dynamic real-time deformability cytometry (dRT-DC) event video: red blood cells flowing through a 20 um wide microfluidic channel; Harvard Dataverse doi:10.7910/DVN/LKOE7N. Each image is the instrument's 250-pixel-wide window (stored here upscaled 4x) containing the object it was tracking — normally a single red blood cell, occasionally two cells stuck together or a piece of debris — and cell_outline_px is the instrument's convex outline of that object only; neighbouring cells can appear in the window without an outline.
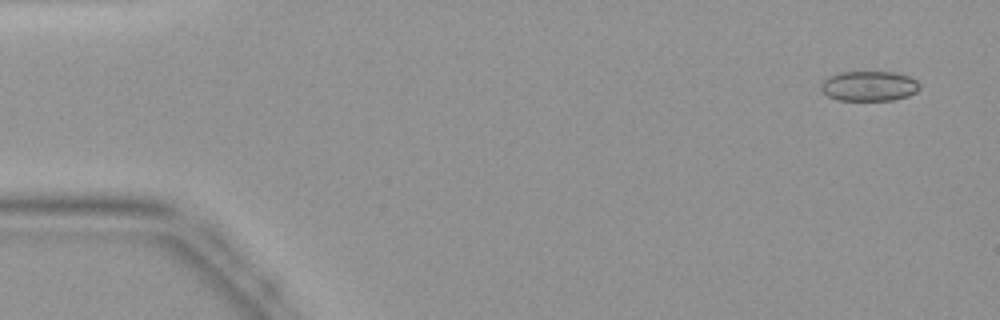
{"species": "common noctule bat (a hibernating species)", "species_latin": "Nyctalus noctula", "temperature_condition": "warm", "stored_images_in_passage": 45, "camera_frame_rate_fps": 3000, "um_per_image_px": 0.085, "animal": {"sex": "female", "body_mass_g": 19.9}, "frame": {"image": 1, "passage_image": 3, "time_ms": 0.667, "image_size_px": [1000, 320], "cell_outline_px": [[920, 88], [916, 92], [908, 96], [892, 100], [836, 100], [828, 96], [820, 88], [820, 84], [828, 76], [840, 72], [892, 72], [908, 76], [916, 80], [920, 84]], "centroid_in_image_um": [73.86, 7.31], "position_along_channel_um": 11.1, "area_um2": 17.28}}
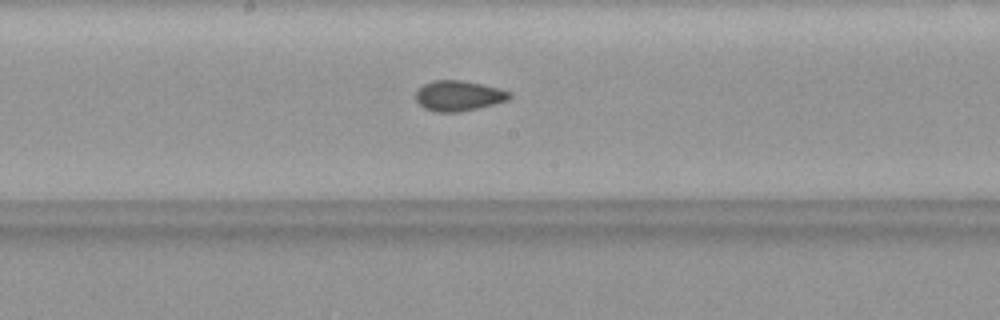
{"frame": {"image": 2, "passage_image": 24, "time_ms": 7.667, "image_size_px": [1000, 320], "cell_outline_px": [[512, 96], [508, 100], [460, 112], [436, 112], [424, 108], [416, 100], [416, 92], [424, 84], [432, 80], [460, 80], [480, 84], [512, 92]], "centroid_in_image_um": [38.96, 8.14], "position_along_channel_um": 209.2, "area_um2": 16.36}}
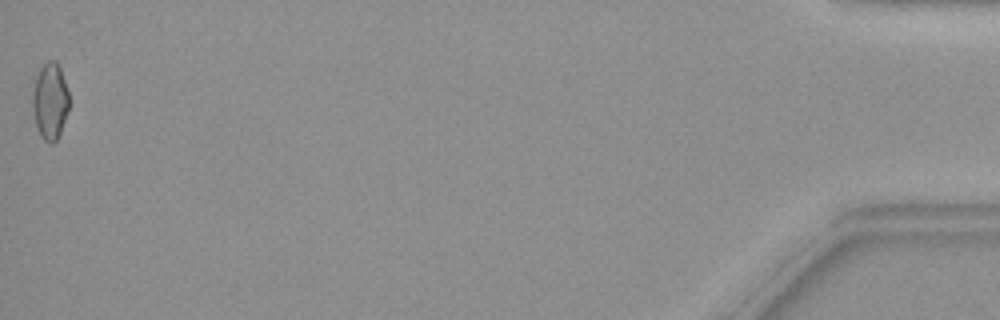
{"frame": {"image": 3, "passage_image": 45, "time_ms": 14.667, "image_size_px": [1000, 320], "cell_outline_px": [[68, 108], [60, 132], [56, 140], [52, 144], [48, 144], [40, 136], [36, 124], [32, 108], [32, 92], [36, 76], [40, 68], [48, 60], [56, 60], [60, 68], [68, 92]], "centroid_in_image_um": [4.23, 8.59], "position_along_channel_um": 431.0, "area_um2": 16.18}}